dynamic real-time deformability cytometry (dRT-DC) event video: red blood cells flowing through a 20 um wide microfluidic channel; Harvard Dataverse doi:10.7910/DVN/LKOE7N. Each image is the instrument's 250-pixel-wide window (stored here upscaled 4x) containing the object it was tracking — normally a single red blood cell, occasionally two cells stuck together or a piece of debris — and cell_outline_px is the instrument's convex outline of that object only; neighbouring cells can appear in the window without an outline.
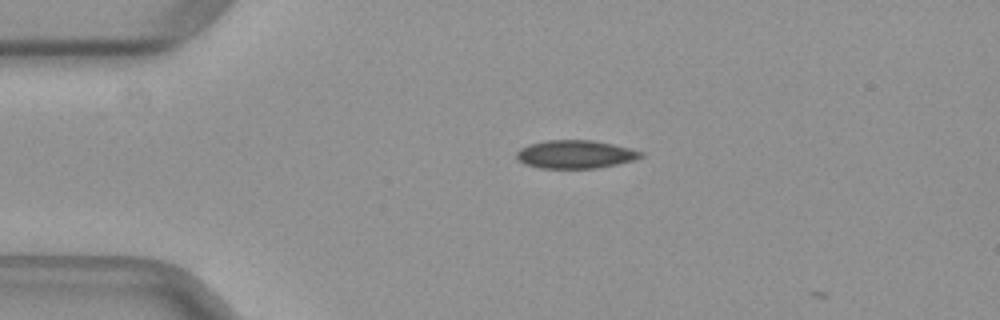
{"species": "common noctule bat (a hibernating species)", "species_latin": "Nyctalus noctula", "temperature_condition": "warm", "stored_images_in_passage": 2, "camera_frame_rate_fps": 3000, "um_per_image_px": 0.085, "animal": {"sex": "female", "body_mass_g": 29.2, "forearm_length_mm": 56.3}, "frame": {"image": 1, "passage_image": 1, "time_ms": 0.0, "image_size_px": [1000, 320], "cell_outline_px": [[644, 156], [636, 160], [596, 168], [540, 168], [524, 164], [516, 160], [516, 152], [520, 148], [528, 144], [548, 140], [592, 140], [612, 144], [644, 152]], "centroid_in_image_um": [48.88, 13.12], "position_along_channel_um": 36.1, "area_um2": 20.52}}